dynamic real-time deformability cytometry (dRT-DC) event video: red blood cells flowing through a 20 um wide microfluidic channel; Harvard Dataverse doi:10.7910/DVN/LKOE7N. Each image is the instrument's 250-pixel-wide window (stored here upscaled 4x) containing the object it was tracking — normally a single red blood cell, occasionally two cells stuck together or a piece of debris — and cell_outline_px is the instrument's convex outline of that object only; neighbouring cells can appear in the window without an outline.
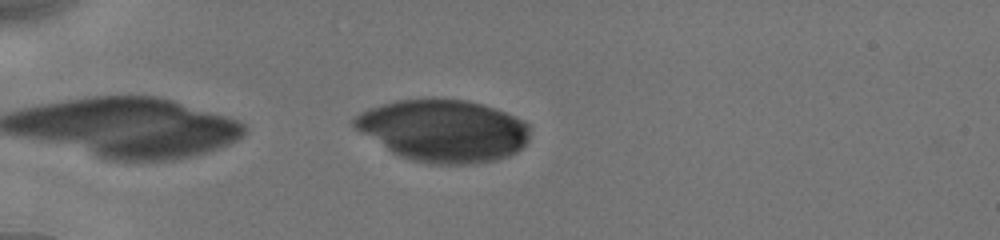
{"species": "human", "species_latin": "Homo sapiens", "temperature_condition": "cold", "stored_images_in_passage": 33, "camera_frame_rate_fps": 3000, "um_per_image_px": 0.085, "donor": {"sex": "male"}, "frame": {"image": 1, "passage_image": 4, "time_ms": 0.667, "image_size_px": [1000, 240], "cell_outline_px": [[528, 140], [516, 152], [508, 156], [496, 160], [476, 164], [432, 164], [412, 160], [400, 156], [392, 152], [360, 132], [352, 124], [352, 120], [360, 112], [368, 108], [396, 100], [468, 100], [496, 108], [516, 116], [524, 120], [528, 124]], "centroid_in_image_um": [37.7, 11.11], "position_along_channel_um": 47.3, "area_um2": 63.35}}